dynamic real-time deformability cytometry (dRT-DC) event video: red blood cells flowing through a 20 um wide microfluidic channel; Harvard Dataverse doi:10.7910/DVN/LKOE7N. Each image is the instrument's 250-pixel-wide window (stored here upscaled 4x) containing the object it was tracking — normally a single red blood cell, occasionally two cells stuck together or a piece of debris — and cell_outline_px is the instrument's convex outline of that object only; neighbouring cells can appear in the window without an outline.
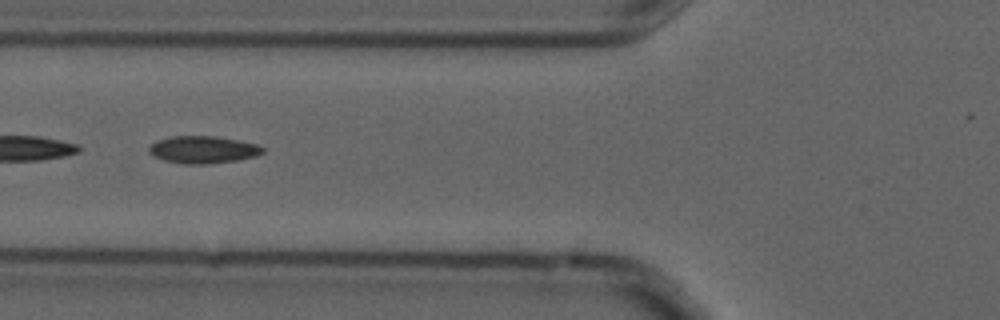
{"species": "common noctule bat (a hibernating species)", "species_latin": "Nyctalus noctula", "temperature_condition": "cold", "stored_images_in_passage": 8, "camera_frame_rate_fps": 3000, "um_per_image_px": 0.085, "animal": {"sex": "male", "forearm_length_mm": 52.5}, "frame": {"image": 1, "passage_image": 8, "time_ms": 2.333, "image_size_px": [1000, 320], "cell_outline_px": [[264, 152], [256, 156], [236, 160], [208, 164], [184, 164], [164, 160], [148, 152], [148, 148], [156, 140], [172, 136], [216, 136], [256, 144], [264, 148]], "centroid_in_image_um": [17.25, 12.72], "position_along_channel_um": 108.6, "area_um2": 17.98}}